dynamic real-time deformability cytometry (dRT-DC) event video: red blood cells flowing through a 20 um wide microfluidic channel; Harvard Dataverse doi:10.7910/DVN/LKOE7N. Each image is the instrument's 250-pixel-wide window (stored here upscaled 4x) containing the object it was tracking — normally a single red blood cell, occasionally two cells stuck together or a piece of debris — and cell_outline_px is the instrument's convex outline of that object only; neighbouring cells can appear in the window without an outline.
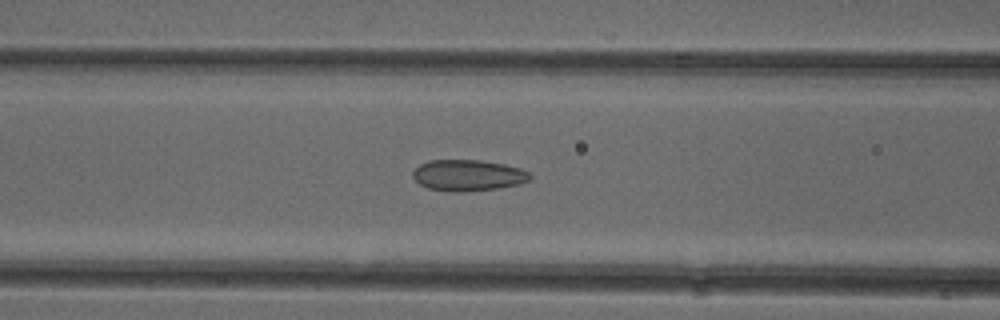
{"species": "common noctule bat (a hibernating species)", "species_latin": "Nyctalus noctula", "temperature_condition": "cold", "stored_images_in_passage": 40, "camera_frame_rate_fps": 3000, "um_per_image_px": 0.085, "animal": {"sex": "female"}, "frame": {"image": 1, "passage_image": 17, "time_ms": 5.333, "image_size_px": [1000, 320], "cell_outline_px": [[532, 176], [528, 180], [520, 184], [496, 188], [464, 192], [448, 192], [428, 188], [420, 184], [412, 176], [412, 172], [420, 164], [428, 160], [480, 160], [504, 164], [520, 168], [528, 172]], "centroid_in_image_um": [39.76, 14.9], "position_along_channel_um": 126.8, "area_um2": 21.33}}
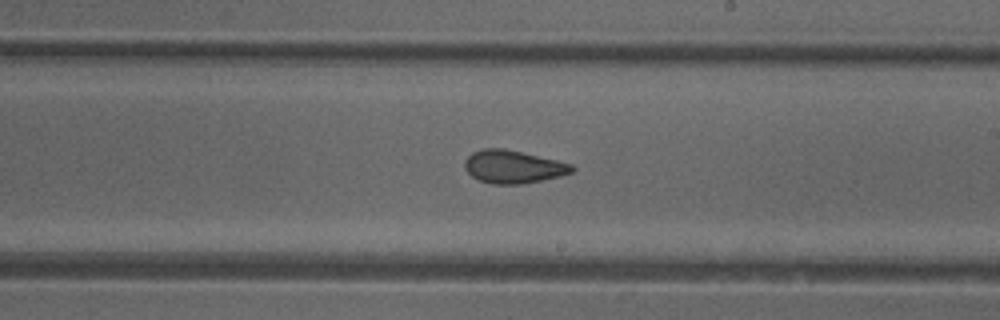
{"frame": {"image": 2, "passage_image": 26, "time_ms": 8.333, "image_size_px": [1000, 320], "cell_outline_px": [[576, 168], [572, 172], [560, 176], [520, 184], [492, 184], [480, 180], [472, 176], [464, 168], [464, 160], [472, 152], [484, 148], [504, 148], [556, 160], [572, 164]], "centroid_in_image_um": [43.6, 14.17], "position_along_channel_um": 245.4, "area_um2": 20.46}}
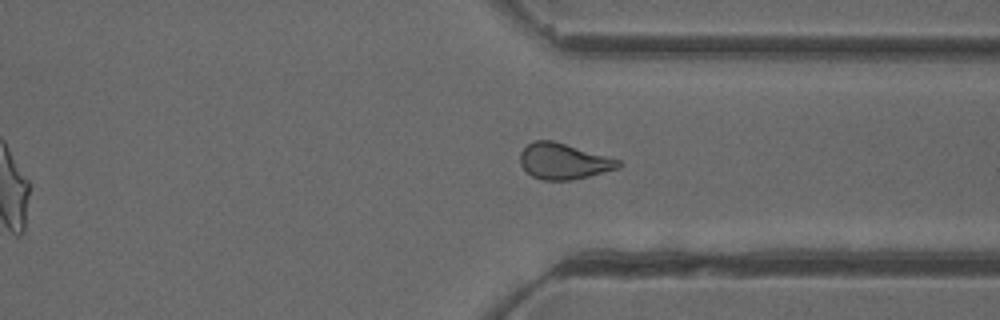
{"frame": {"image": 3, "passage_image": 35, "time_ms": 11.333, "image_size_px": [1000, 320], "cell_outline_px": [[620, 168], [572, 180], [544, 180], [532, 176], [520, 164], [520, 152], [528, 144], [536, 140], [552, 140], [620, 160]], "centroid_in_image_um": [47.89, 13.71], "position_along_channel_um": 363.5, "area_um2": 20.29}, "authors_computed_cell_mechanics": {"area_um2": 20.8947, "velocity_mm_per_s": 3.9511, "shape_relaxation_time_tau1_ms": null, "shape_relaxation_time_tau2_ms": 1.699, "deformation_change_tau1": null, "deformation_change_tau2": 0.0863}}